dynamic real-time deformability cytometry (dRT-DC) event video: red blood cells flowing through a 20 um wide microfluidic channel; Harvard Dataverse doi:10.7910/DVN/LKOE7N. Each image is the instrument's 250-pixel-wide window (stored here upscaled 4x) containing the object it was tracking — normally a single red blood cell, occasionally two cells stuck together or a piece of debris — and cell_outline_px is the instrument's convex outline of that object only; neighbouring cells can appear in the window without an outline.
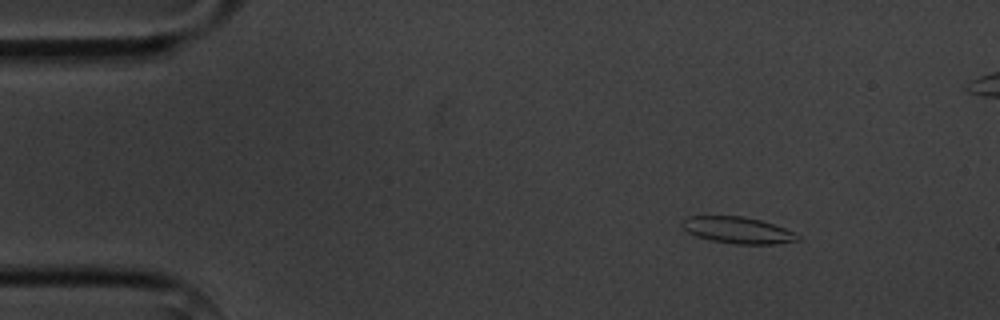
{"species": "common noctule bat (a hibernating species)", "species_latin": "Nyctalus noctula", "temperature_condition": "cold", "stored_images_in_passage": 7, "camera_frame_rate_fps": 3000, "um_per_image_px": 0.085, "animal": {"sex": "male", "body_mass_g": 20.1, "forearm_length_mm": 53.5}, "frame": {"image": 1, "passage_image": 2, "time_ms": 1.333, "image_size_px": [1000, 320], "cell_outline_px": [[800, 240], [776, 244], [736, 244], [712, 240], [696, 236], [688, 232], [680, 224], [680, 220], [684, 216], [744, 216], [760, 220], [784, 228], [800, 236]], "centroid_in_image_um": [62.66, 19.55], "position_along_channel_um": 22.3, "area_um2": 17.86}}
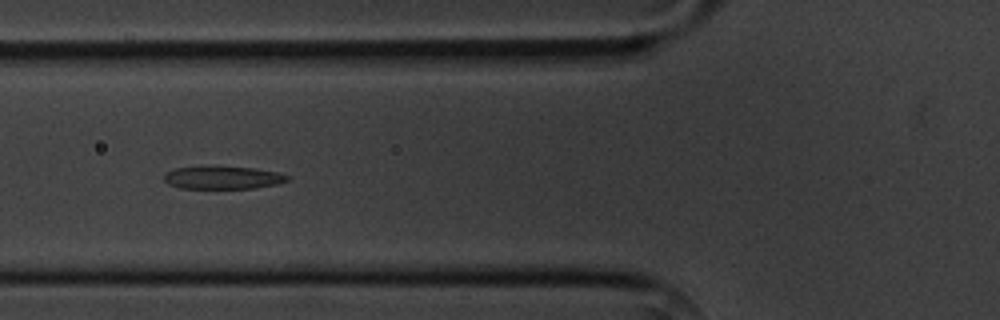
{"frame": {"image": 2, "passage_image": 6, "time_ms": 5.667, "image_size_px": [1000, 320], "cell_outline_px": [[288, 180], [276, 184], [256, 188], [180, 188], [168, 184], [164, 180], [164, 176], [168, 172], [176, 168], [256, 168], [276, 172], [288, 176]], "centroid_in_image_um": [18.95, 15.13], "position_along_channel_um": 106.8, "area_um2": 15.66}}
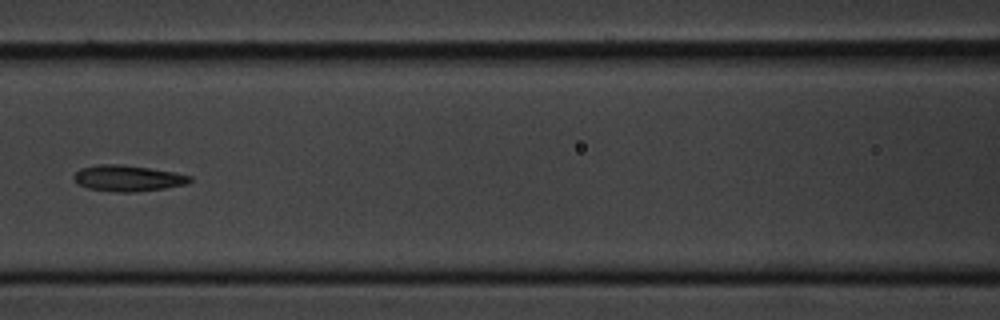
{"frame": {"image": 3, "passage_image": 7, "time_ms": 7.0, "image_size_px": [1000, 320], "cell_outline_px": [[192, 180], [188, 184], [164, 188], [136, 192], [116, 192], [88, 188], [76, 184], [72, 180], [72, 176], [80, 168], [96, 164], [120, 164], [148, 168], [172, 172], [192, 176]], "centroid_in_image_um": [10.81, 15.15], "position_along_channel_um": 155.8, "area_um2": 17.74}}